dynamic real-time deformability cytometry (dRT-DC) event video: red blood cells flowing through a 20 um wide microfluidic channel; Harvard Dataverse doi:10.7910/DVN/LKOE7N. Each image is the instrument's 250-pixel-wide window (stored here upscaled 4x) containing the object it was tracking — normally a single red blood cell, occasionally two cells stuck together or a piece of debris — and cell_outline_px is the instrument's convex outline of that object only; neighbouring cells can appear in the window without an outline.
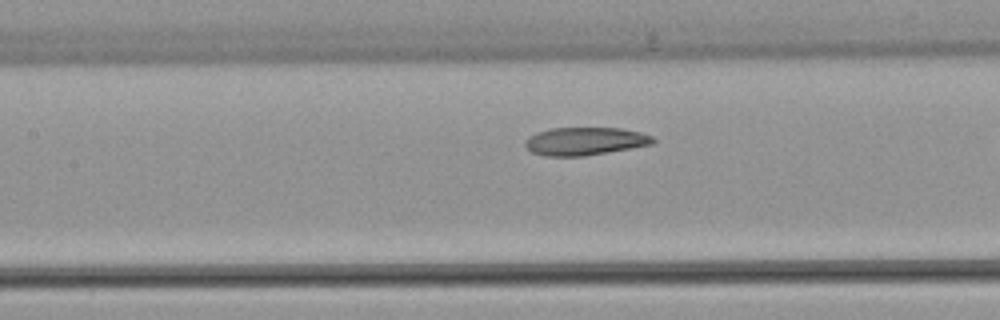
{"species": "common noctule bat (a hibernating species)", "species_latin": "Nyctalus noctula", "temperature_condition": "warm", "stored_images_in_passage": 16, "camera_frame_rate_fps": 3000, "um_per_image_px": 0.085, "animal": {"sex": "female", "body_mass_g": 22.7, "forearm_length_mm": 54.2}, "frame": {"image": 1, "passage_image": 14, "time_ms": 4.333, "image_size_px": [1000, 320], "cell_outline_px": [[656, 140], [652, 144], [584, 156], [544, 156], [532, 152], [524, 144], [524, 140], [528, 136], [536, 132], [552, 128], [620, 128], [640, 132], [652, 136]], "centroid_in_image_um": [49.68, 12.0], "position_along_channel_um": 157.7, "area_um2": 20.75}}